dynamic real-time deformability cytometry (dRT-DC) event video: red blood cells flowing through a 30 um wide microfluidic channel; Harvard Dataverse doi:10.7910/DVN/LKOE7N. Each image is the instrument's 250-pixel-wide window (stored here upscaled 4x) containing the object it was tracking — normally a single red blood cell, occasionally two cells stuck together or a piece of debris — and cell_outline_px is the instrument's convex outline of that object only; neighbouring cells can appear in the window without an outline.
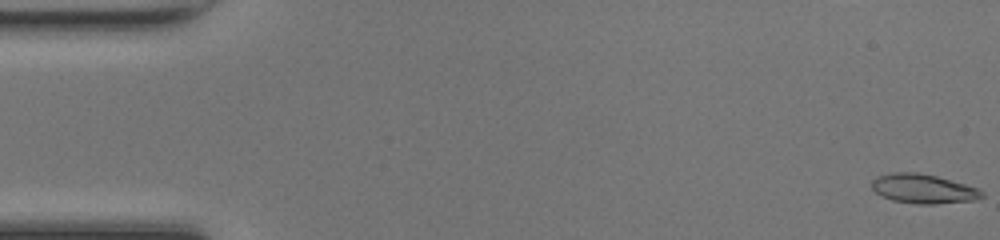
{"species": "common noctule bat (a hibernating species)", "species_latin": "Nyctalus noctula", "temperature_condition": "room temperature", "stored_images_in_passage": 49, "camera_frame_rate_fps": 3000, "um_per_image_px": 0.085, "animal": {"sex": "female", "body_mass_g": 17.0, "forearm_length_mm": 48.0}, "frame": {"image": 1, "passage_image": 1, "time_ms": 0.0, "image_size_px": [1000, 240], "cell_outline_px": [[984, 196], [972, 200], [936, 204], [916, 204], [892, 200], [876, 192], [872, 188], [872, 180], [876, 176], [892, 172], [916, 172], [936, 176], [964, 184], [976, 188], [984, 192]], "centroid_in_image_um": [78.45, 16.04], "position_along_channel_um": 6.6, "area_um2": 18.61}}
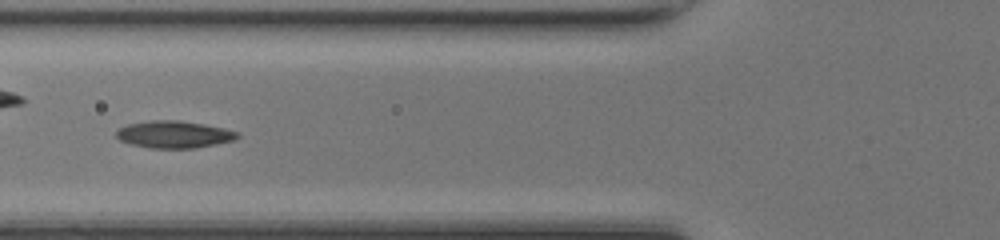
{"frame": {"image": 2, "passage_image": 19, "time_ms": 6.0, "image_size_px": [1000, 240], "cell_outline_px": [[240, 136], [236, 140], [196, 148], [148, 148], [132, 144], [120, 140], [116, 136], [116, 128], [128, 124], [152, 120], [180, 120], [204, 124], [224, 128], [240, 132]], "centroid_in_image_um": [14.81, 11.42], "position_along_channel_um": 111.0, "area_um2": 19.36}}
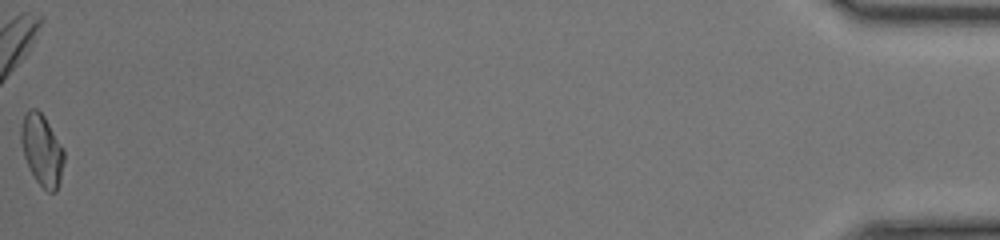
{"frame": {"image": 3, "passage_image": 49, "time_ms": 16.0, "image_size_px": [1000, 240], "cell_outline_px": [[64, 160], [60, 184], [56, 192], [48, 192], [36, 180], [28, 168], [24, 156], [20, 140], [20, 128], [24, 112], [28, 108], [36, 108], [44, 116], [64, 148]], "centroid_in_image_um": [3.55, 12.74], "position_along_channel_um": 431.6, "area_um2": 18.21}, "authors_computed_cell_mechanics": {"area_um2": 18.3226, "velocity_mm_per_s": 4.2987, "shape_relaxation_time_tau1_ms": null, "shape_relaxation_time_tau2_ms": 2.0772, "deformation_change_tau1": null, "deformation_change_tau2": 0.0802}}